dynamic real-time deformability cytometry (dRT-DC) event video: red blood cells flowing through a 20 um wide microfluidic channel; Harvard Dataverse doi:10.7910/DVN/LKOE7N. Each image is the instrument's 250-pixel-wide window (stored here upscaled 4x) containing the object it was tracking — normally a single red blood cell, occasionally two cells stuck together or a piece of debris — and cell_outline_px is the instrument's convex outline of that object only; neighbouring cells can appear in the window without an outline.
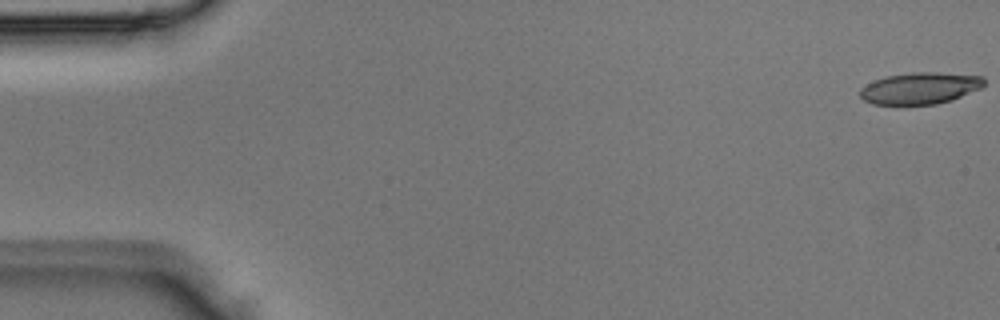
{"species": "Egyptian fruit bat (a non-hibernating species)", "species_latin": "Rousettus aegyptiacus", "temperature_condition": "room temperature", "stored_images_in_passage": 4, "camera_frame_rate_fps": 3000, "um_per_image_px": 0.085, "animal": {"sex": "male"}, "frame": {"image": 1, "passage_image": 1, "time_ms": 0.0, "image_size_px": [1000, 320], "cell_outline_px": [[984, 84], [980, 88], [952, 100], [936, 104], [872, 104], [864, 100], [860, 96], [860, 88], [876, 80], [888, 76], [912, 72], [940, 72], [984, 76]], "centroid_in_image_um": [78.23, 7.49], "position_along_channel_um": 6.8, "area_um2": 22.72}}